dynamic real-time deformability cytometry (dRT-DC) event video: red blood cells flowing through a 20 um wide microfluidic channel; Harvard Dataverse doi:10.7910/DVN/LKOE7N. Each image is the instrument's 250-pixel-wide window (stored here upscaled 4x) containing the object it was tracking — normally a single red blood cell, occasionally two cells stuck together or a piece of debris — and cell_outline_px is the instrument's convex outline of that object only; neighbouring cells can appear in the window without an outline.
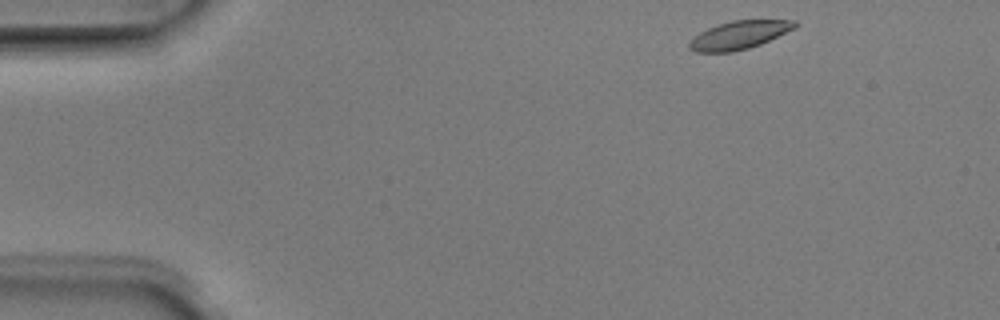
{"species": "Egyptian fruit bat (a non-hibernating species)", "species_latin": "Rousettus aegyptiacus", "temperature_condition": "room temperature", "stored_images_in_passage": 5, "camera_frame_rate_fps": 3000, "um_per_image_px": 0.085, "animal": {"sex": "male"}, "frame": {"image": 1, "passage_image": 1, "time_ms": 0.0, "image_size_px": [1000, 320], "cell_outline_px": [[800, 24], [796, 28], [760, 44], [748, 48], [732, 52], [696, 52], [688, 48], [688, 44], [700, 32], [708, 28], [732, 20], [796, 20]], "centroid_in_image_um": [62.87, 2.97], "position_along_channel_um": 22.1, "area_um2": 17.22}}
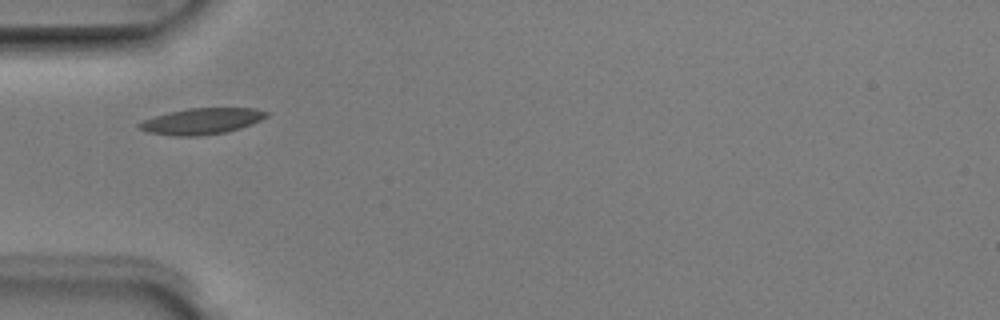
{"frame": {"image": 2, "passage_image": 4, "time_ms": 1.0, "image_size_px": [1000, 320], "cell_outline_px": [[268, 116], [252, 124], [240, 128], [224, 132], [200, 136], [172, 136], [148, 132], [140, 128], [136, 124], [144, 120], [168, 112], [188, 108], [256, 108], [268, 112]], "centroid_in_image_um": [17.15, 10.3], "position_along_channel_um": 67.8, "area_um2": 19.31}}
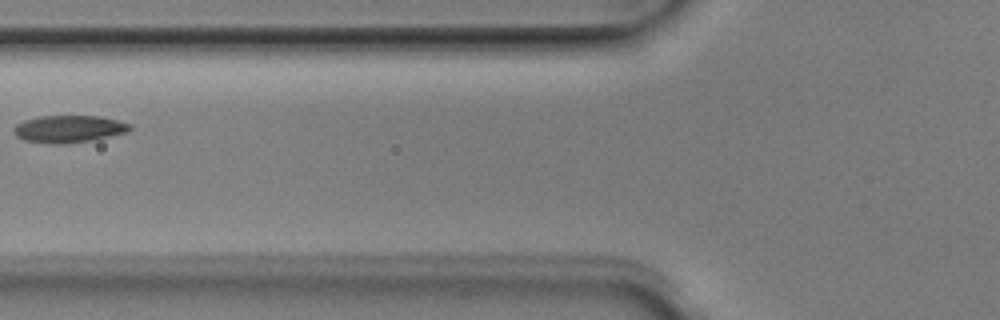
{"frame": {"image": 3, "passage_image": 5, "time_ms": 1.333, "image_size_px": [1000, 320], "cell_outline_px": [[132, 128], [128, 132], [92, 140], [64, 144], [48, 144], [24, 140], [16, 136], [12, 128], [16, 124], [24, 120], [40, 116], [100, 116], [132, 124]], "centroid_in_image_um": [5.84, 10.96], "position_along_channel_um": 120.0, "area_um2": 18.55}}